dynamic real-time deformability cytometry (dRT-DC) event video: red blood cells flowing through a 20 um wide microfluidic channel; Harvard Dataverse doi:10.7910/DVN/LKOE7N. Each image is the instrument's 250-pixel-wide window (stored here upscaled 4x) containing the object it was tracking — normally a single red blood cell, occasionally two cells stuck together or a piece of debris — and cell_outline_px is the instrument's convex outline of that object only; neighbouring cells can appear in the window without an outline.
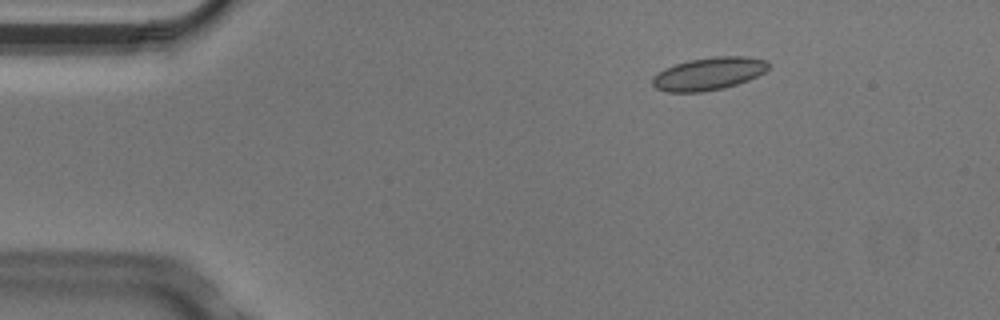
{"species": "Egyptian fruit bat (a non-hibernating species)", "species_latin": "Rousettus aegyptiacus", "temperature_condition": "cold", "stored_images_in_passage": 4, "camera_frame_rate_fps": 3000, "um_per_image_px": 0.085, "animal": {"sex": "male"}, "frame": {"image": 1, "passage_image": 2, "time_ms": 0.333, "image_size_px": [1000, 320], "cell_outline_px": [[768, 68], [764, 72], [748, 80], [724, 88], [704, 92], [664, 92], [656, 88], [652, 84], [652, 76], [664, 68], [688, 60], [712, 56], [748, 56], [768, 60]], "centroid_in_image_um": [60.22, 6.26], "position_along_channel_um": 24.8, "area_um2": 22.31}}